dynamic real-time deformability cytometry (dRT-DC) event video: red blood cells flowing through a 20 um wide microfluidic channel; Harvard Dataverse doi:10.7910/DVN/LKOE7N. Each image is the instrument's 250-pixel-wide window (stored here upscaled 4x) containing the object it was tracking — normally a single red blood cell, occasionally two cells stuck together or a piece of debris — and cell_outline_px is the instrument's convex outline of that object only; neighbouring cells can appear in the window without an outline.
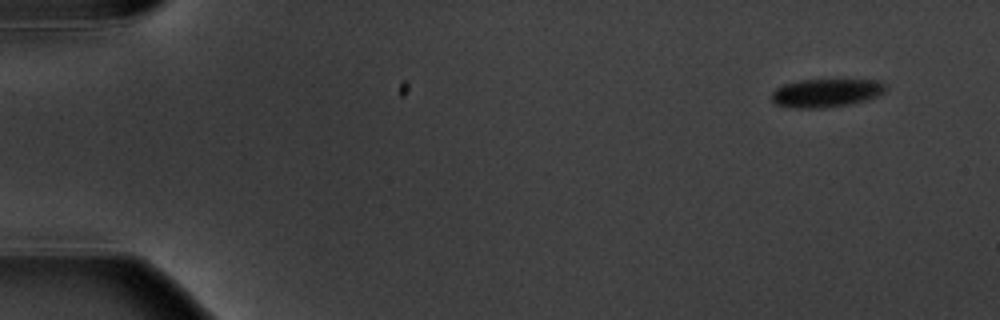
{"species": "common noctule bat (a hibernating species)", "species_latin": "Nyctalus noctula", "temperature_condition": "warm", "stored_images_in_passage": 6, "camera_frame_rate_fps": 3000, "um_per_image_px": 0.085, "animal": {"sex": "male", "body_mass_g": 20.1, "forearm_length_mm": 53.5}, "frame": {"image": 1, "passage_image": 1, "time_ms": 0.0, "image_size_px": [1000, 320], "cell_outline_px": [[888, 88], [884, 92], [868, 100], [848, 104], [824, 108], [792, 108], [776, 104], [772, 100], [772, 92], [776, 88], [784, 84], [800, 80], [880, 80]], "centroid_in_image_um": [70.23, 7.9], "position_along_channel_um": 14.8, "area_um2": 18.84}}
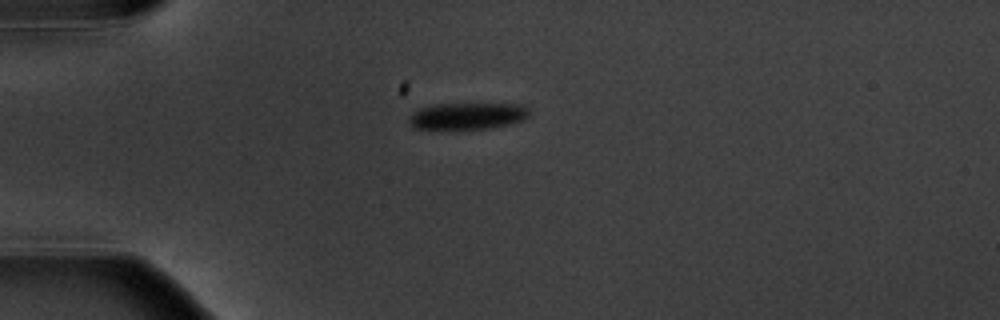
{"frame": {"image": 2, "passage_image": 4, "time_ms": 3.667, "image_size_px": [1000, 320], "cell_outline_px": [[532, 112], [524, 120], [492, 128], [412, 128], [408, 120], [408, 116], [420, 108], [436, 104], [524, 104]], "centroid_in_image_um": [39.78, 9.84], "position_along_channel_um": 45.2, "area_um2": 18.61}}